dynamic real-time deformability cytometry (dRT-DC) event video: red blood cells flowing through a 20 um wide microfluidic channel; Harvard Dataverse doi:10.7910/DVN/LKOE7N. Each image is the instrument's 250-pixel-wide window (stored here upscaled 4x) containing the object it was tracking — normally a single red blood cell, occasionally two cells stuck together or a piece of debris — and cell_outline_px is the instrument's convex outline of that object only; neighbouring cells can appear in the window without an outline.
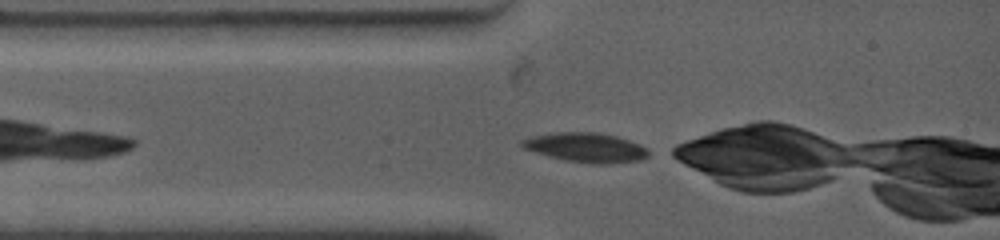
{"species": "common noctule bat (a hibernating species)", "species_latin": "Nyctalus noctula", "temperature_condition": "warm", "stored_images_in_passage": 10, "camera_frame_rate_fps": 4500, "um_per_image_px": 0.085, "animal": {"sex": "female", "body_mass_g": 19.0, "forearm_length_mm": 53.3}, "frame": {"image": 1, "passage_image": 1, "time_ms": 0.0, "image_size_px": [1000, 240], "cell_outline_px": [[648, 156], [640, 160], [604, 164], [592, 164], [564, 160], [548, 156], [520, 148], [520, 140], [532, 136], [552, 132], [596, 132], [616, 136], [640, 144], [648, 148]], "centroid_in_image_um": [49.75, 12.53], "position_along_channel_um": 35.2, "area_um2": 21.91}}
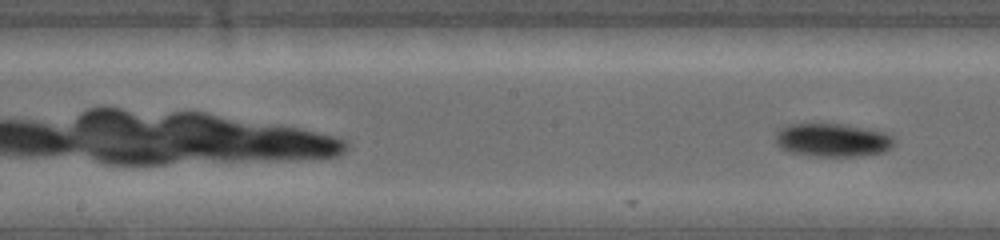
{"frame": {"image": 2, "passage_image": 10, "time_ms": 3.778, "image_size_px": [1000, 240], "cell_outline_px": [[896, 140], [884, 152], [860, 156], [808, 156], [788, 152], [780, 148], [776, 144], [776, 132], [780, 128], [788, 124], [840, 124], [888, 132]], "centroid_in_image_um": [70.74, 11.91], "position_along_channel_um": 177.5, "area_um2": 23.24}}